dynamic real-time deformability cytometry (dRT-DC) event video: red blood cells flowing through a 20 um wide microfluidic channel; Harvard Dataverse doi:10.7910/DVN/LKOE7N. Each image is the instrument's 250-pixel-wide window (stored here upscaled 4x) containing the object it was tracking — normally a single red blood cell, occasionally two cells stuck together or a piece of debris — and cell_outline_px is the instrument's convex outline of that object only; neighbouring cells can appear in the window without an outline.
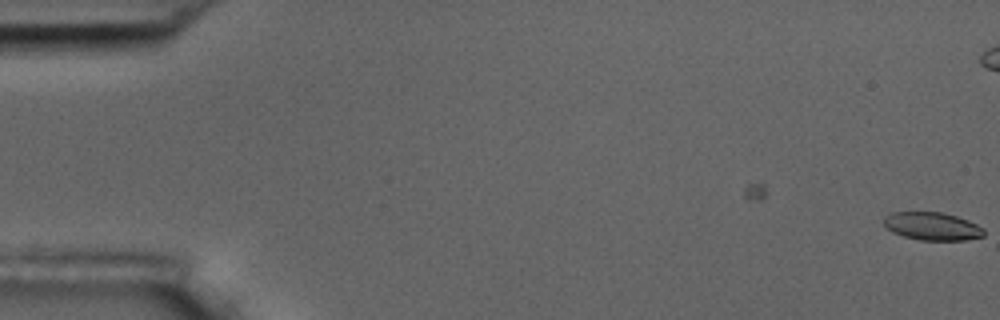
{"species": "common noctule bat (a hibernating species)", "species_latin": "Nyctalus noctula", "temperature_condition": "room temperature", "stored_images_in_passage": 10, "segment_of_instrument_passage": [1, 2], "camera_frame_rate_fps": 3000, "um_per_image_px": 0.085, "animal": {"sex": "male", "body_mass_g": 17.5, "forearm_length_mm": 52.3}, "frame": {"image": 1, "passage_image": 1, "time_ms": 0.0, "image_size_px": [1000, 320], "cell_outline_px": [[984, 236], [964, 240], [920, 240], [904, 236], [892, 232], [884, 224], [884, 216], [892, 212], [940, 212], [956, 216], [968, 220], [984, 228]], "centroid_in_image_um": [79.24, 19.23], "position_along_channel_um": 5.8, "area_um2": 16.24}}
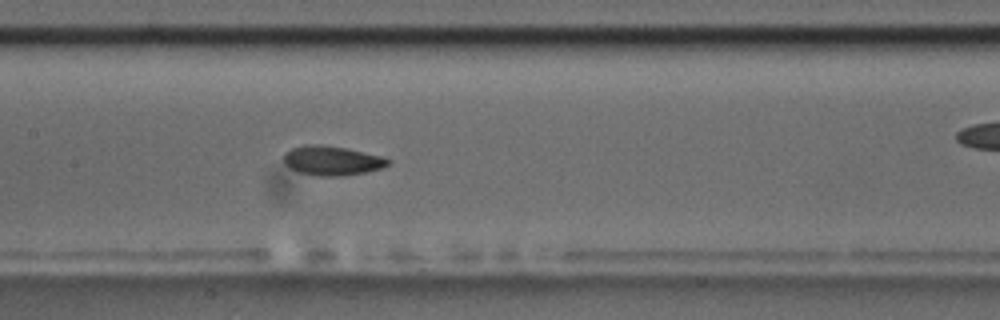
{"frame": {"image": 2, "passage_image": 9, "time_ms": 9.0, "image_size_px": [1000, 320], "cell_outline_px": [[388, 164], [380, 168], [364, 172], [344, 176], [316, 176], [300, 172], [288, 168], [284, 164], [284, 152], [292, 148], [304, 144], [320, 144], [344, 148], [380, 156], [388, 160]], "centroid_in_image_um": [28.12, 13.65], "position_along_channel_um": 179.3, "area_um2": 17.69}}